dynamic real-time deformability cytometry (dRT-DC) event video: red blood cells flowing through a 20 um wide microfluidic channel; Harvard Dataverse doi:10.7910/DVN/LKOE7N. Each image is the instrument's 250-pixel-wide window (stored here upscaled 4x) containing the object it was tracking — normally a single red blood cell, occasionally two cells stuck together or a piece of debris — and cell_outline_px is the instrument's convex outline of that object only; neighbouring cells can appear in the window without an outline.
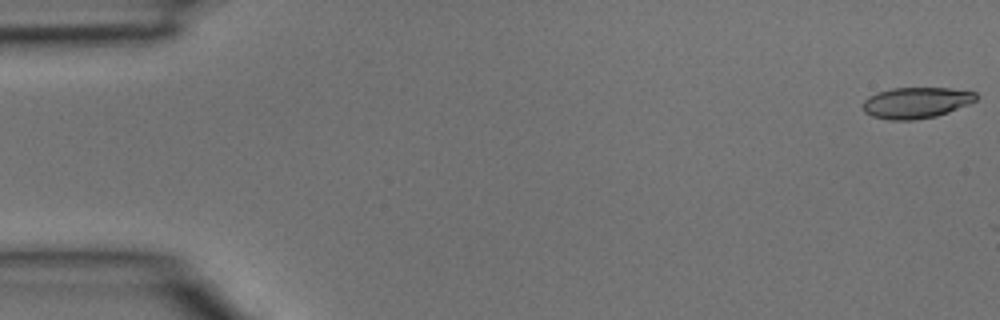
{"species": "common noctule bat (a hibernating species)", "species_latin": "Nyctalus noctula", "temperature_condition": "room temperature", "stored_images_in_passage": 13, "camera_frame_rate_fps": 3000, "um_per_image_px": 0.085, "animal": {"sex": "male", "body_mass_g": 15.6}, "frame": {"image": 1, "passage_image": 1, "time_ms": 0.0, "image_size_px": [1000, 320], "cell_outline_px": [[976, 100], [968, 104], [948, 112], [936, 116], [912, 120], [888, 120], [872, 116], [864, 112], [864, 100], [868, 96], [876, 92], [892, 88], [948, 88], [976, 92]], "centroid_in_image_um": [77.84, 8.73], "position_along_channel_um": 7.2, "area_um2": 20.4}}
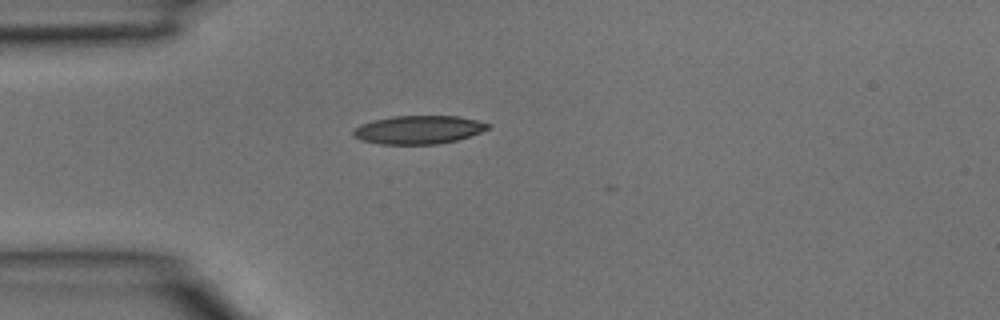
{"frame": {"image": 2, "passage_image": 11, "time_ms": 3.333, "image_size_px": [1000, 320], "cell_outline_px": [[488, 128], [480, 132], [456, 140], [436, 144], [380, 144], [360, 140], [352, 136], [352, 128], [360, 124], [372, 120], [392, 116], [456, 116], [476, 120], [488, 124]], "centroid_in_image_um": [35.47, 11.03], "position_along_channel_um": 49.5, "area_um2": 22.2}}